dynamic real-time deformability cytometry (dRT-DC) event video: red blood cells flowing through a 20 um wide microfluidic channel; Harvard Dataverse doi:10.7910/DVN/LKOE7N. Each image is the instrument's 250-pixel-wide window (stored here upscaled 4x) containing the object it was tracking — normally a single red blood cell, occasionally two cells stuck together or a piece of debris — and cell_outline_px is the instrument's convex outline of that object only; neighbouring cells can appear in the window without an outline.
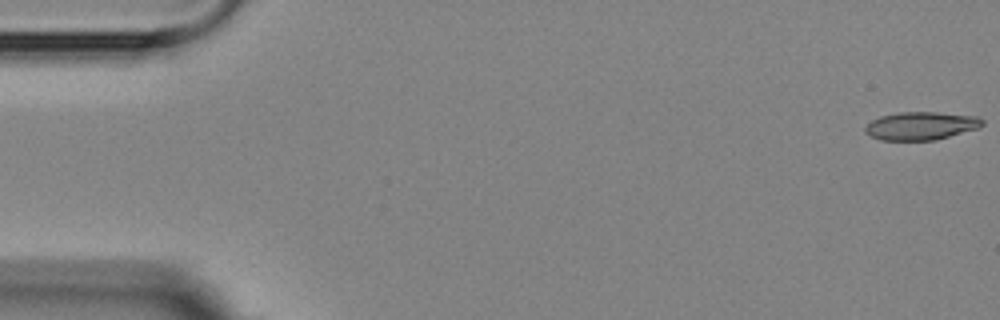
{"species": "Egyptian fruit bat (a non-hibernating species)", "species_latin": "Rousettus aegyptiacus", "temperature_condition": "room temperature", "stored_images_in_passage": 5, "camera_frame_rate_fps": 3000, "um_per_image_px": 0.085, "animal": {"sex": "female"}, "frame": {"image": 1, "passage_image": 1, "time_ms": 0.0, "image_size_px": [1000, 320], "cell_outline_px": [[984, 124], [980, 128], [936, 140], [880, 140], [864, 132], [864, 128], [872, 120], [880, 116], [900, 112], [936, 112], [976, 116], [984, 120]], "centroid_in_image_um": [78.31, 10.7], "position_along_channel_um": 6.7, "area_um2": 19.25}}